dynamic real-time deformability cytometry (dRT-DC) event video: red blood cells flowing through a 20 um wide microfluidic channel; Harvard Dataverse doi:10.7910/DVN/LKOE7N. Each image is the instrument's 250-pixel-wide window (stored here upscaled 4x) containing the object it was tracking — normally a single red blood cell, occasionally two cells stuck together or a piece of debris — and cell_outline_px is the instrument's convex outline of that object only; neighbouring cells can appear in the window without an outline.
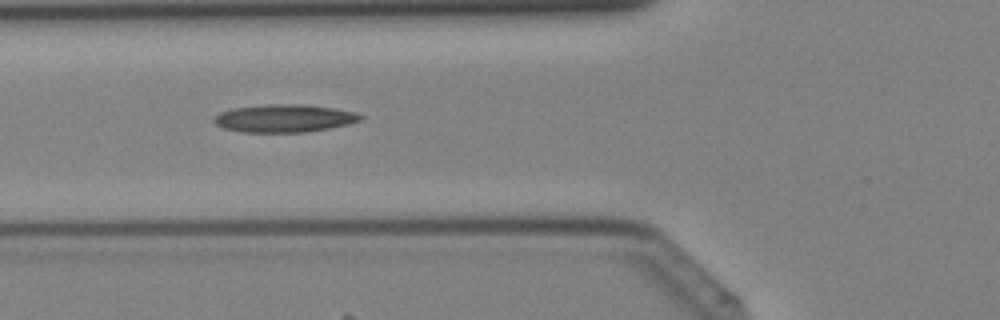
{"species": "Egyptian fruit bat (a non-hibernating species)", "species_latin": "Rousettus aegyptiacus", "temperature_condition": "cold", "stored_images_in_passage": 31, "camera_frame_rate_fps": 3000, "um_per_image_px": 0.085, "animal": {"sex": "female"}, "frame": {"image": 1, "passage_image": 6, "time_ms": 1.667, "image_size_px": [1000, 320], "cell_outline_px": [[364, 120], [348, 124], [308, 132], [244, 132], [224, 128], [216, 124], [212, 120], [220, 112], [232, 108], [268, 104], [300, 104], [332, 108], [356, 112], [364, 116]], "centroid_in_image_um": [24.18, 10.05], "position_along_channel_um": 101.6, "area_um2": 23.7}}
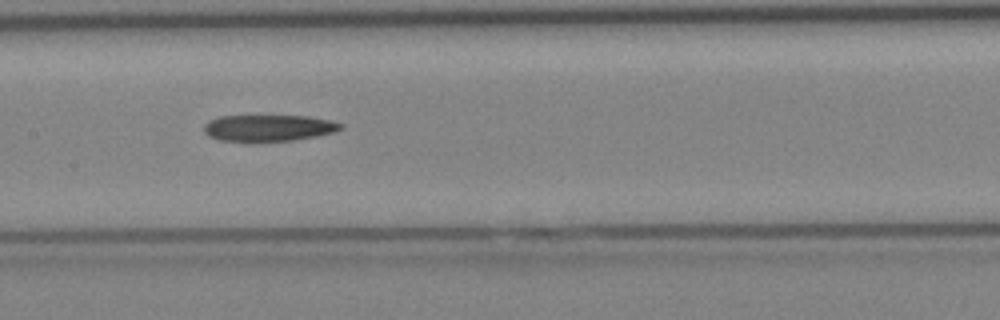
{"frame": {"image": 2, "passage_image": 11, "time_ms": 3.333, "image_size_px": [1000, 320], "cell_outline_px": [[344, 128], [336, 132], [316, 136], [292, 140], [252, 144], [220, 140], [208, 136], [204, 132], [204, 124], [208, 120], [220, 116], [308, 116], [328, 120], [344, 124]], "centroid_in_image_um": [22.79, 10.91], "position_along_channel_um": 184.6, "area_um2": 21.85}}
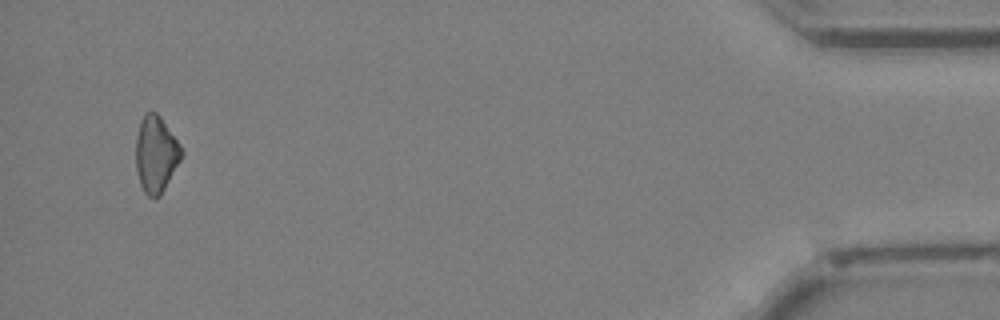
{"frame": {"image": 3, "passage_image": 30, "time_ms": 9.667, "image_size_px": [1000, 320], "cell_outline_px": [[184, 152], [180, 160], [160, 196], [148, 196], [144, 192], [140, 184], [136, 168], [136, 136], [140, 120], [144, 112], [156, 112], [160, 116], [180, 144]], "centroid_in_image_um": [13.24, 13.07], "position_along_channel_um": 422.0, "area_um2": 20.23}}